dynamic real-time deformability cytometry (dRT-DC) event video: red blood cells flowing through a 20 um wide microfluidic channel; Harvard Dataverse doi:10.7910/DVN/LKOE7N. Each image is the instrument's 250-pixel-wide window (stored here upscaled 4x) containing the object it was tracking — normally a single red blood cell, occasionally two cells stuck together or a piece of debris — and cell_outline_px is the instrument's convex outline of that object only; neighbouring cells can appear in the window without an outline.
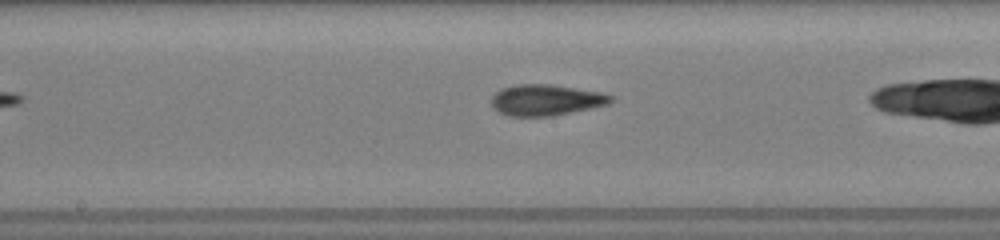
{"species": "common noctule bat (a hibernating species)", "species_latin": "Nyctalus noctula", "temperature_condition": "room temperature", "stored_images_in_passage": 31, "camera_frame_rate_fps": 3000, "um_per_image_px": 0.085, "animal": {"sex": "female", "body_mass_g": 19.5, "forearm_length_mm": 54.1}, "frame": {"image": 1, "passage_image": 18, "time_ms": 5.667, "image_size_px": [1000, 240], "cell_outline_px": [[616, 96], [608, 104], [592, 108], [552, 116], [508, 116], [492, 108], [492, 96], [500, 88], [516, 84], [548, 84], [604, 92]], "centroid_in_image_um": [46.42, 8.49], "position_along_channel_um": 201.8, "area_um2": 21.79}}
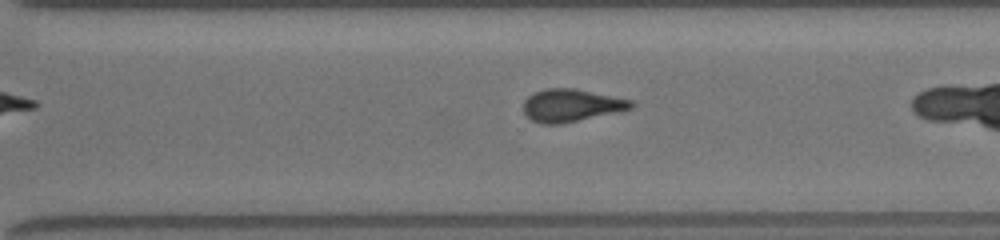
{"frame": {"image": 2, "passage_image": 27, "time_ms": 8.667, "image_size_px": [1000, 240], "cell_outline_px": [[636, 104], [632, 108], [560, 124], [540, 124], [532, 120], [524, 112], [524, 100], [528, 96], [544, 88], [572, 88], [632, 100]], "centroid_in_image_um": [48.53, 8.95], "position_along_channel_um": 322.1, "area_um2": 20.11}}